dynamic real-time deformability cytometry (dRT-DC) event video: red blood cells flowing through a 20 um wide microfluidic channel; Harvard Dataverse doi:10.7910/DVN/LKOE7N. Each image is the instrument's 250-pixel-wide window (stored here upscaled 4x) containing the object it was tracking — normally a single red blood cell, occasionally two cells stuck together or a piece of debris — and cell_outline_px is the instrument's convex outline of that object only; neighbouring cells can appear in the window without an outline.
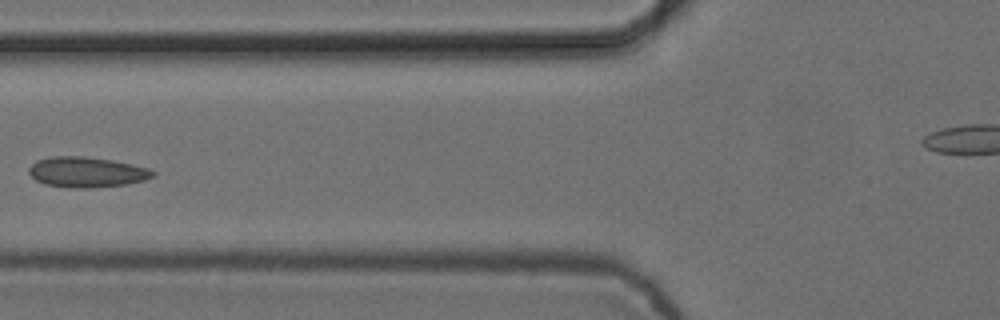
{"species": "common noctule bat (a hibernating species)", "species_latin": "Nyctalus noctula", "temperature_condition": "cold", "stored_images_in_passage": 6, "camera_frame_rate_fps": 3000, "um_per_image_px": 0.085, "animal": {"sex": "female", "body_mass_g": 24.6, "forearm_length_mm": 56.2}, "frame": {"image": 1, "passage_image": 6, "time_ms": 1.667, "image_size_px": [1000, 320], "cell_outline_px": [[156, 176], [144, 180], [128, 184], [88, 188], [76, 188], [44, 184], [36, 180], [28, 172], [28, 168], [36, 160], [52, 156], [84, 156], [112, 160], [148, 168], [156, 172]], "centroid_in_image_um": [7.37, 14.63], "position_along_channel_um": 118.4, "area_um2": 21.96}}